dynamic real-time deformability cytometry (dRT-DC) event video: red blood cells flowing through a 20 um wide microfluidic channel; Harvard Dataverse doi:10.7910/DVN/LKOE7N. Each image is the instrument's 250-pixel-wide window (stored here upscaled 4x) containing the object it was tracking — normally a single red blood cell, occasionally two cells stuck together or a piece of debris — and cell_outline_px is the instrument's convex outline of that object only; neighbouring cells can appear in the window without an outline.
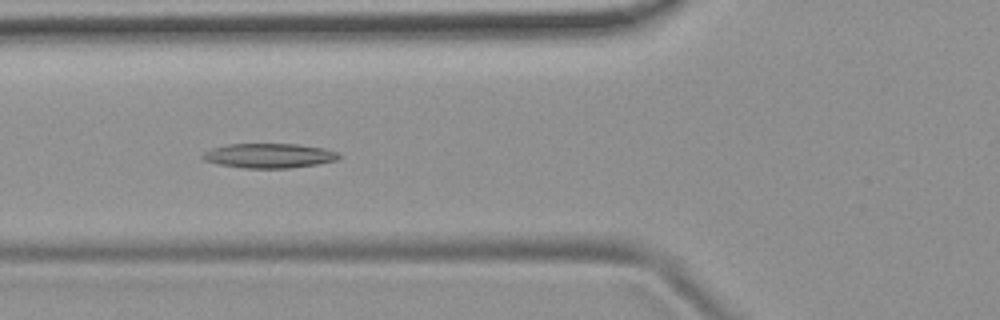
{"species": "common noctule bat (a hibernating species)", "species_latin": "Nyctalus noctula", "temperature_condition": "room temperature", "stored_images_in_passage": 7, "camera_frame_rate_fps": 3000, "um_per_image_px": 0.085, "animal": {"sex": "female", "body_mass_g": 19.9}, "frame": {"image": 1, "passage_image": 6, "time_ms": 5.667, "image_size_px": [1000, 320], "cell_outline_px": [[344, 156], [336, 160], [316, 164], [288, 168], [244, 168], [216, 164], [204, 160], [200, 156], [204, 152], [212, 148], [228, 144], [296, 144], [324, 148], [336, 152]], "centroid_in_image_um": [22.85, 13.23], "position_along_channel_um": 102.9, "area_um2": 19.54}}
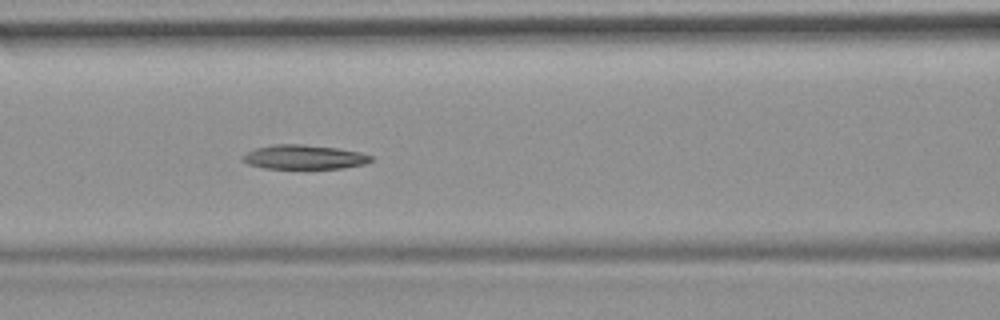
{"frame": {"image": 2, "passage_image": 7, "time_ms": 6.667, "image_size_px": [1000, 320], "cell_outline_px": [[372, 160], [364, 164], [344, 168], [264, 168], [248, 164], [240, 160], [240, 156], [256, 148], [272, 144], [300, 144], [336, 148], [360, 152], [372, 156]], "centroid_in_image_um": [25.8, 13.35], "position_along_channel_um": 140.8, "area_um2": 18.09}}